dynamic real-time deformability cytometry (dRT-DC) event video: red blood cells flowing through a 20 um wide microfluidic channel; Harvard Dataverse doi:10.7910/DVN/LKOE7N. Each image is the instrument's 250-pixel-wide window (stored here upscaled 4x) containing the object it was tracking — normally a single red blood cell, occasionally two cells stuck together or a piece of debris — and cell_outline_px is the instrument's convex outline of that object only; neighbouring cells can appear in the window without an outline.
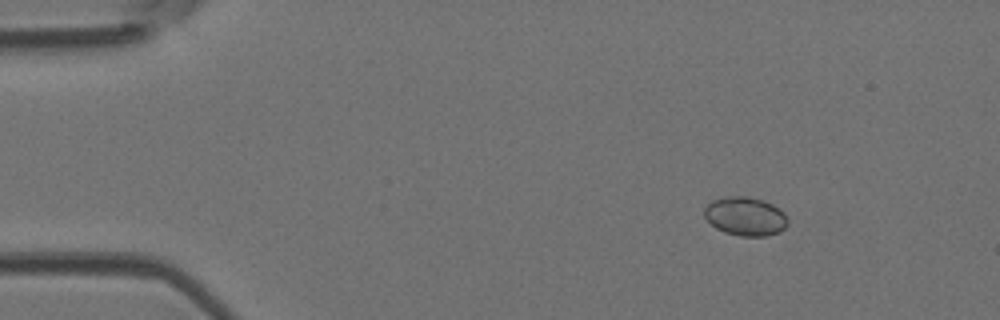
{"species": "Egyptian fruit bat (a non-hibernating species)", "species_latin": "Rousettus aegyptiacus", "temperature_condition": "room temperature", "stored_images_in_passage": 3, "camera_frame_rate_fps": 3000, "um_per_image_px": 0.085, "animal": {"sex": "female"}, "frame": {"image": 1, "passage_image": 1, "time_ms": 0.0, "image_size_px": [1000, 320], "cell_outline_px": [[788, 224], [780, 232], [768, 236], [740, 236], [724, 232], [716, 228], [704, 216], [704, 208], [712, 200], [724, 196], [744, 196], [764, 200], [780, 208], [784, 212], [788, 220]], "centroid_in_image_um": [63.37, 18.38], "position_along_channel_um": 21.6, "area_um2": 19.02}}